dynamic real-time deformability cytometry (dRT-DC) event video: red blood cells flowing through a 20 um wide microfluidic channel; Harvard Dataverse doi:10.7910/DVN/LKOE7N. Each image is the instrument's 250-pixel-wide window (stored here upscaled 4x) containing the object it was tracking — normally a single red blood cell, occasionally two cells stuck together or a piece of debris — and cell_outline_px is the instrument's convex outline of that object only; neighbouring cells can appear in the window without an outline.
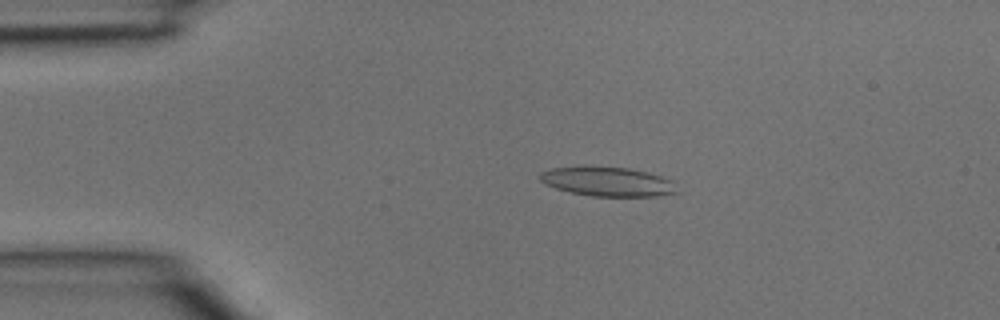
{"species": "common noctule bat (a hibernating species)", "species_latin": "Nyctalus noctula", "temperature_condition": "room temperature", "stored_images_in_passage": 32, "camera_frame_rate_fps": 3000, "um_per_image_px": 0.085, "animal": {"sex": "male", "body_mass_g": 15.6}, "frame": {"image": 1, "passage_image": 1, "time_ms": 0.0, "image_size_px": [1000, 320], "cell_outline_px": [[680, 192], [656, 196], [592, 196], [572, 192], [556, 188], [544, 184], [536, 176], [540, 172], [548, 168], [584, 164], [628, 168], [648, 172], [672, 180]], "centroid_in_image_um": [51.58, 15.4], "position_along_channel_um": 33.4, "area_um2": 24.16}}
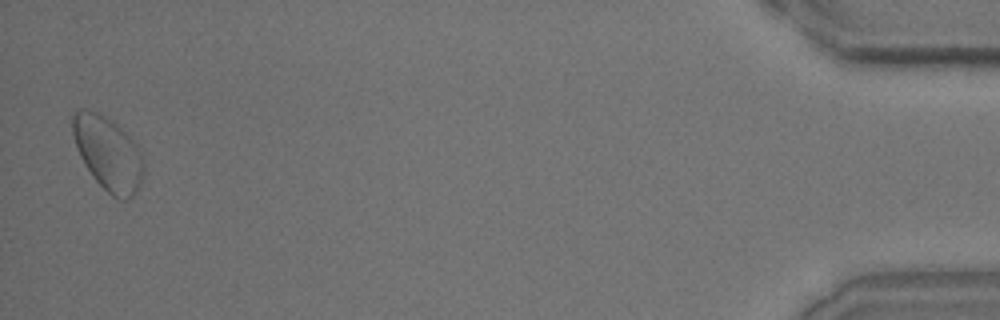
{"frame": {"image": 2, "passage_image": 32, "time_ms": 10.333, "image_size_px": [1000, 320], "cell_outline_px": [[144, 176], [140, 184], [132, 196], [128, 200], [124, 200], [112, 196], [92, 176], [80, 156], [76, 148], [72, 132], [72, 116], [80, 108], [84, 108], [96, 112], [112, 120], [136, 144], [144, 160]], "centroid_in_image_um": [9.18, 13.04], "position_along_channel_um": 426.0, "area_um2": 30.35}}